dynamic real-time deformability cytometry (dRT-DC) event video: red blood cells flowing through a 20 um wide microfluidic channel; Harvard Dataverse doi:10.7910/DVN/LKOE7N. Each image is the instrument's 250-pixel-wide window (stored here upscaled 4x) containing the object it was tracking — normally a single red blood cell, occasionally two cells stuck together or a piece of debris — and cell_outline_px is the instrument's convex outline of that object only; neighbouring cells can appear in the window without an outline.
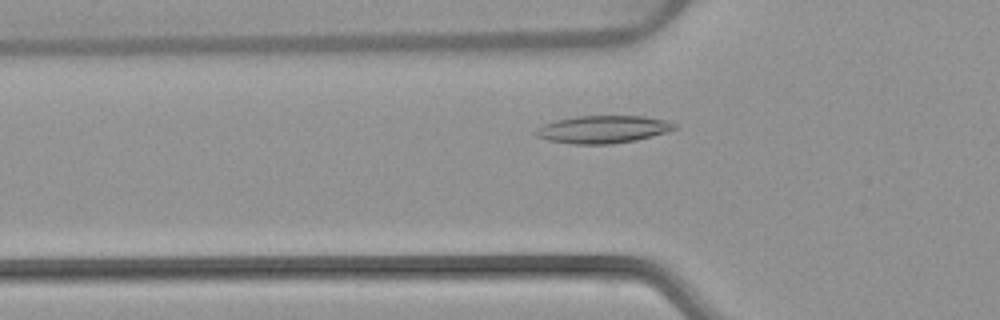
{"species": "common noctule bat (a hibernating species)", "species_latin": "Nyctalus noctula", "temperature_condition": "warm", "stored_images_in_passage": 42, "camera_frame_rate_fps": 3000, "um_per_image_px": 0.085, "animal": {"sex": "female", "body_mass_g": 22.7, "forearm_length_mm": 54.2}, "frame": {"image": 1, "passage_image": 12, "time_ms": 3.667, "image_size_px": [1000, 320], "cell_outline_px": [[680, 128], [652, 136], [636, 140], [612, 144], [572, 144], [548, 140], [536, 136], [532, 132], [536, 128], [544, 124], [556, 120], [576, 116], [644, 116], [668, 120], [676, 124]], "centroid_in_image_um": [51.26, 10.99], "position_along_channel_um": 74.5, "area_um2": 22.54}}
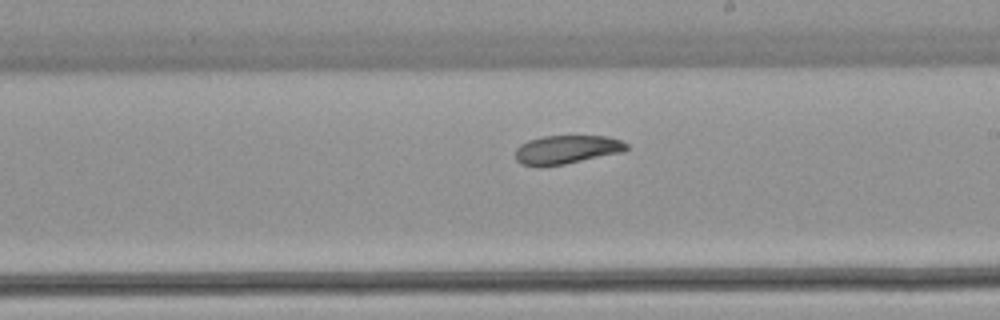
{"frame": {"image": 2, "passage_image": 25, "time_ms": 8.0, "image_size_px": [1000, 320], "cell_outline_px": [[628, 148], [624, 152], [564, 164], [540, 168], [536, 168], [520, 164], [516, 160], [516, 148], [520, 144], [528, 140], [544, 136], [608, 136], [620, 140], [628, 144]], "centroid_in_image_um": [48.13, 12.73], "position_along_channel_um": 240.9, "area_um2": 18.9}}
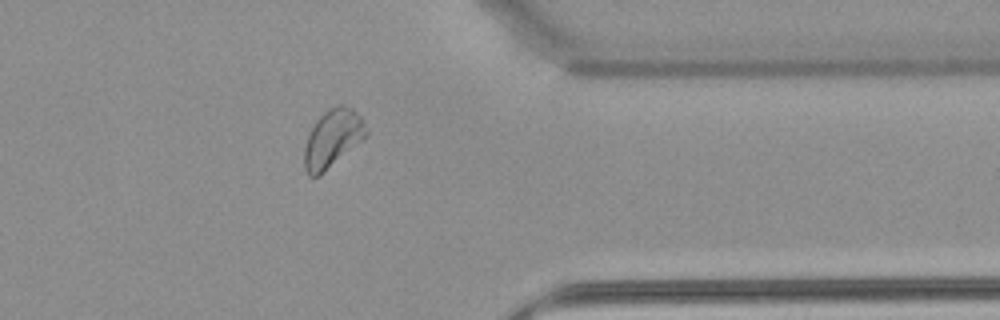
{"frame": {"image": 3, "passage_image": 37, "time_ms": 12.0, "image_size_px": [1000, 320], "cell_outline_px": [[368, 132], [360, 140], [320, 176], [308, 176], [304, 168], [304, 148], [308, 136], [316, 120], [324, 112], [336, 104], [344, 104], [352, 108], [360, 116], [368, 128]], "centroid_in_image_um": [28.24, 11.75], "position_along_channel_um": 383.2, "area_um2": 20.52}}